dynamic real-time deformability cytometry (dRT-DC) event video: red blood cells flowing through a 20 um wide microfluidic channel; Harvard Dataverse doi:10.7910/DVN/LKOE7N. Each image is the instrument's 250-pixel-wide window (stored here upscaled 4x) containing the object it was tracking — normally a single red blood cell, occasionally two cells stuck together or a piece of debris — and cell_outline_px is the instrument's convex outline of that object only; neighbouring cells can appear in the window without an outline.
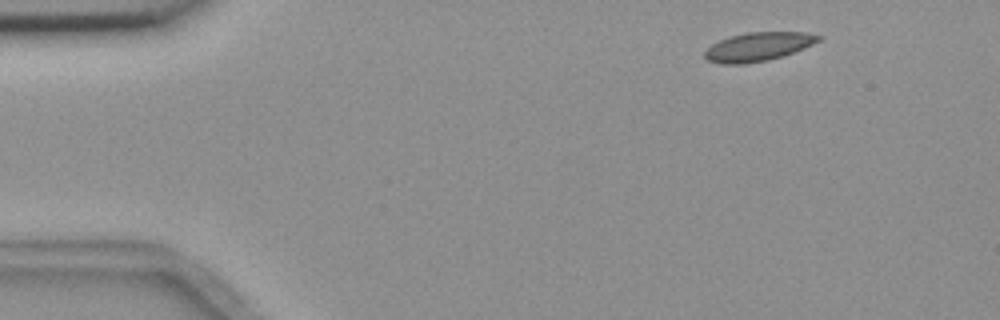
{"species": "common noctule bat (a hibernating species)", "species_latin": "Nyctalus noctula", "temperature_condition": "room temperature", "stored_images_in_passage": 4, "segment_of_instrument_passage": [1, 2], "camera_frame_rate_fps": 3000, "um_per_image_px": 0.085, "animal": {"sex": "female", "body_mass_g": 18.4}, "frame": {"image": 1, "passage_image": 1, "time_ms": 0.0, "image_size_px": [1000, 320], "cell_outline_px": [[824, 36], [820, 40], [804, 48], [780, 56], [764, 60], [744, 64], [720, 64], [708, 60], [704, 56], [704, 52], [712, 44], [728, 36], [748, 32], [804, 32]], "centroid_in_image_um": [64.42, 3.96], "position_along_channel_um": 20.6, "area_um2": 18.84}}